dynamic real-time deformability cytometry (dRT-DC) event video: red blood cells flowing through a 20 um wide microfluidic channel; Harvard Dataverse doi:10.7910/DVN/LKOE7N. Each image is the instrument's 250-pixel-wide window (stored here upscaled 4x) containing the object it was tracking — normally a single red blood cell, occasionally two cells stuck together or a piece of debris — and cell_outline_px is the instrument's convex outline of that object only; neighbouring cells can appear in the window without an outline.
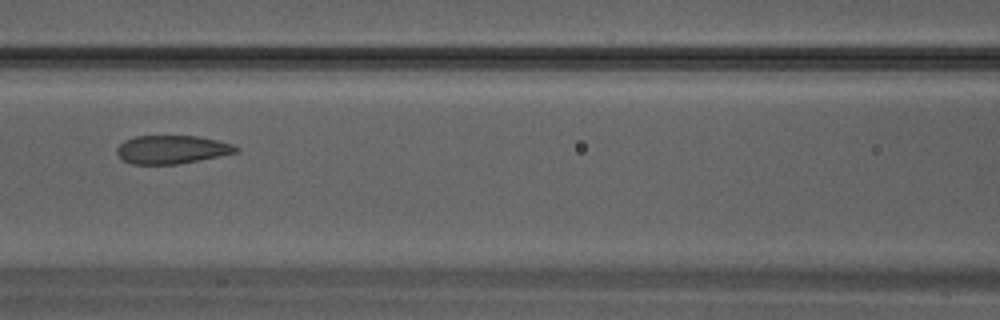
{"species": "Egyptian fruit bat (a non-hibernating species)", "species_latin": "Rousettus aegyptiacus", "temperature_condition": "warm", "stored_images_in_passage": 26, "camera_frame_rate_fps": 3000, "um_per_image_px": 0.085, "animal": {"sex": "male"}, "frame": {"image": 1, "passage_image": 8, "time_ms": 2.333, "image_size_px": [1000, 320], "cell_outline_px": [[240, 148], [236, 152], [200, 160], [176, 164], [132, 164], [124, 160], [116, 152], [116, 148], [124, 140], [136, 136], [196, 136], [216, 140], [232, 144]], "centroid_in_image_um": [14.58, 12.71], "position_along_channel_um": 152.0, "area_um2": 19.48}}
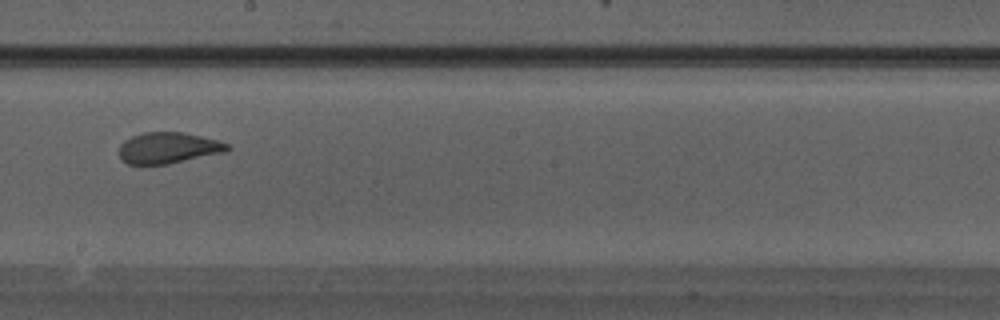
{"frame": {"image": 2, "passage_image": 12, "time_ms": 3.667, "image_size_px": [1000, 320], "cell_outline_px": [[232, 148], [224, 152], [168, 164], [128, 164], [120, 160], [120, 144], [124, 140], [132, 136], [144, 132], [184, 132], [216, 140], [228, 144]], "centroid_in_image_um": [14.28, 12.57], "position_along_channel_um": 233.9, "area_um2": 19.54}}
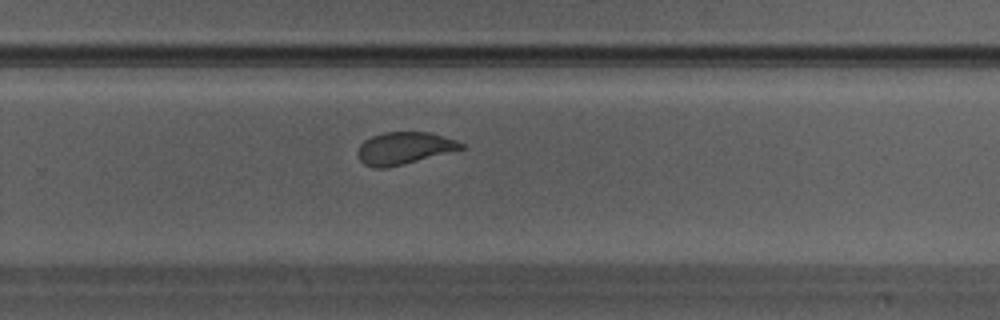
{"frame": {"image": 3, "passage_image": 15, "time_ms": 4.667, "image_size_px": [1000, 320], "cell_outline_px": [[464, 148], [404, 164], [388, 168], [376, 168], [364, 164], [360, 160], [356, 152], [360, 144], [364, 140], [372, 136], [384, 132], [432, 132], [456, 140], [464, 144]], "centroid_in_image_um": [34.33, 12.59], "position_along_channel_um": 295.5, "area_um2": 19.42}}